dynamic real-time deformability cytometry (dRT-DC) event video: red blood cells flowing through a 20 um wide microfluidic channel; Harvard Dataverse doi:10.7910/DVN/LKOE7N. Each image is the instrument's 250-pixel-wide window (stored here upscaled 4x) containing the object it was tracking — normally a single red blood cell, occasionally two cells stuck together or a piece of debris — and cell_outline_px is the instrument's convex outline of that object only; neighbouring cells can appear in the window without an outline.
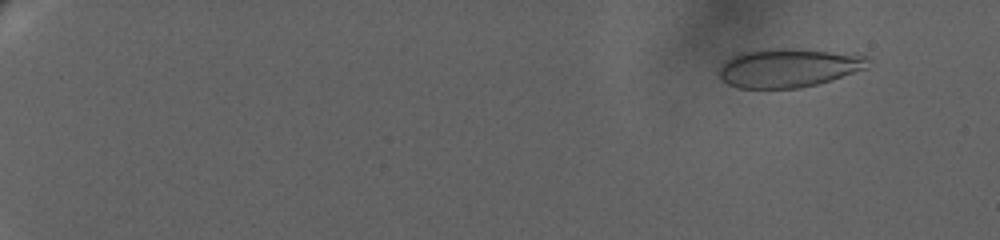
{"species": "human", "species_latin": "Homo sapiens", "temperature_condition": "warm", "stored_images_in_passage": 60, "camera_frame_rate_fps": 3000, "um_per_image_px": 0.085, "donor": {"sex": "female"}, "frame": {"image": 1, "passage_image": 13, "time_ms": 2.0, "image_size_px": [1000, 240], "cell_outline_px": [[868, 68], [832, 80], [800, 88], [736, 88], [720, 80], [720, 68], [724, 60], [740, 52], [760, 48], [792, 48], [856, 52], [868, 56]], "centroid_in_image_um": [67.06, 5.73], "position_along_channel_um": 17.9, "area_um2": 34.62}}
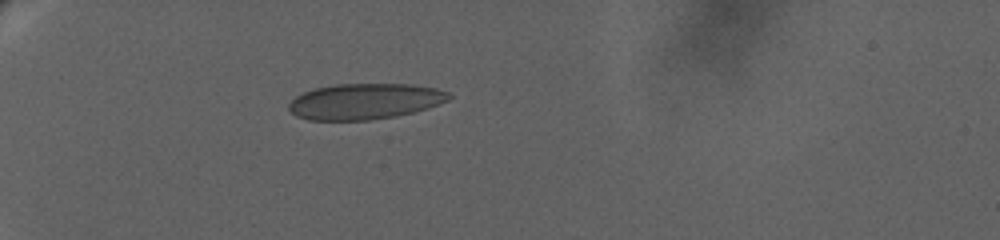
{"frame": {"image": 2, "passage_image": 48, "time_ms": 8.0, "image_size_px": [1000, 240], "cell_outline_px": [[452, 96], [448, 100], [428, 108], [396, 116], [368, 120], [308, 120], [296, 116], [288, 108], [288, 104], [296, 96], [304, 92], [316, 88], [336, 84], [412, 84], [436, 88], [448, 92]], "centroid_in_image_um": [31.01, 8.61], "position_along_channel_um": 54.0, "area_um2": 33.35}}
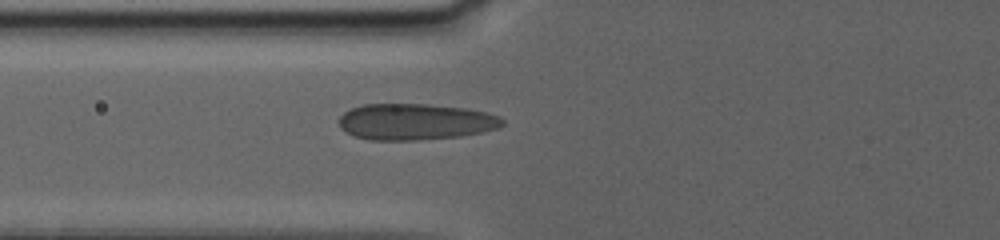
{"frame": {"image": 3, "passage_image": 59, "time_ms": 10.333, "image_size_px": [1000, 240], "cell_outline_px": [[504, 124], [496, 128], [480, 132], [460, 136], [416, 140], [368, 140], [352, 136], [340, 128], [336, 120], [344, 112], [352, 108], [364, 104], [428, 104], [468, 108], [488, 112], [500, 116], [504, 120]], "centroid_in_image_um": [35.27, 10.34], "position_along_channel_um": 90.5, "area_um2": 34.91}}